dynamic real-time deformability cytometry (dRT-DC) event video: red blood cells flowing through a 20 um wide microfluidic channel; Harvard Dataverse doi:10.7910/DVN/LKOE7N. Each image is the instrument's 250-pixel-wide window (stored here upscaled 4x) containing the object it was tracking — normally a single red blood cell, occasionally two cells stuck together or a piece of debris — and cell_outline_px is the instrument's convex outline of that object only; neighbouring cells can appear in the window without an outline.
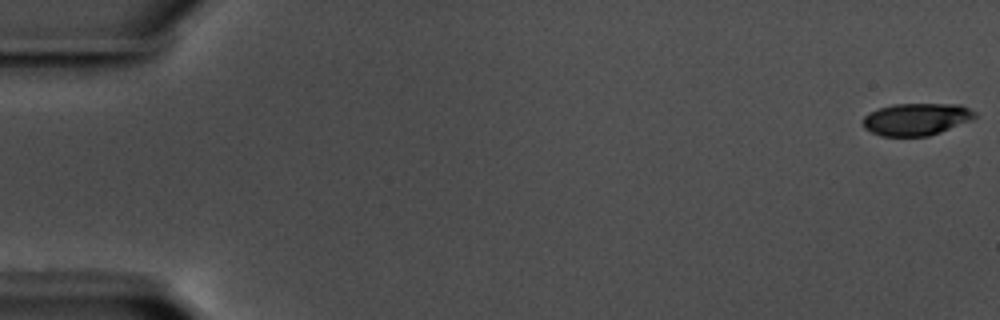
{"species": "common noctule bat (a hibernating species)", "species_latin": "Nyctalus noctula", "temperature_condition": "warm", "stored_images_in_passage": 58, "camera_frame_rate_fps": 3000, "um_per_image_px": 0.085, "animal": {"sex": "male", "body_mass_g": 17.5, "forearm_length_mm": 52.3}, "frame": {"image": 1, "passage_image": 1, "time_ms": 0.0, "image_size_px": [1000, 320], "cell_outline_px": [[976, 116], [968, 120], [940, 132], [928, 136], [880, 136], [864, 128], [860, 120], [868, 112], [892, 104], [960, 104], [976, 112]], "centroid_in_image_um": [77.81, 10.13], "position_along_channel_um": 7.2, "area_um2": 20.92}}
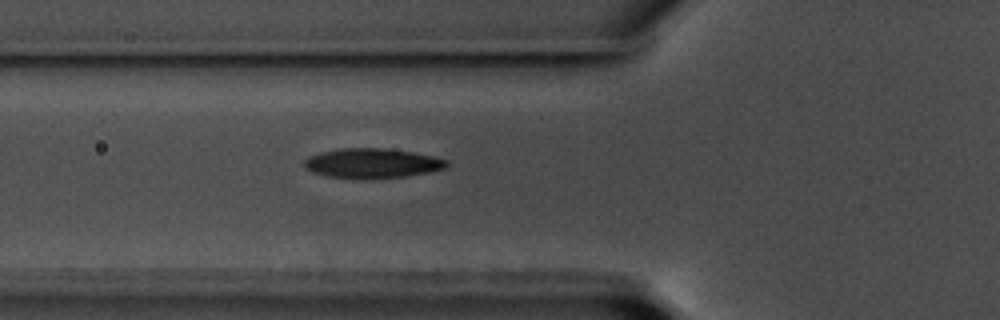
{"frame": {"image": 2, "passage_image": 22, "time_ms": 7.0, "image_size_px": [1000, 320], "cell_outline_px": [[448, 164], [444, 168], [428, 172], [404, 176], [328, 176], [312, 172], [304, 168], [304, 160], [308, 156], [320, 152], [340, 148], [380, 148], [412, 152], [432, 156], [448, 160]], "centroid_in_image_um": [31.6, 13.83], "position_along_channel_um": 94.2, "area_um2": 23.64}}
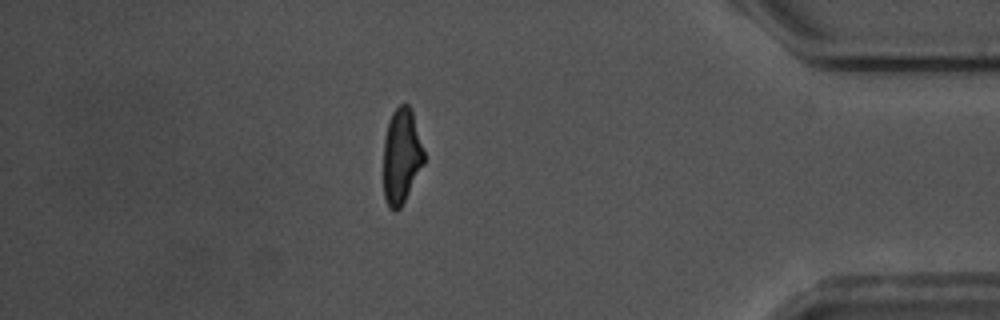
{"frame": {"image": 3, "passage_image": 51, "time_ms": 16.667, "image_size_px": [1000, 320], "cell_outline_px": [[424, 164], [400, 208], [396, 212], [388, 208], [384, 196], [384, 136], [388, 120], [392, 112], [400, 104], [408, 104], [412, 108], [424, 152]], "centroid_in_image_um": [34.11, 13.25], "position_along_channel_um": 401.1, "area_um2": 22.66}, "authors_computed_cell_mechanics": {"area_um2": 23.1489, "velocity_mm_per_s": 3.5571, "shape_relaxation_time_tau1_ms": 3.3339, "shape_relaxation_time_tau2_ms": 2.0261, "deformation_change_tau1": 0.1478, "deformation_change_tau2": 0.0811}}